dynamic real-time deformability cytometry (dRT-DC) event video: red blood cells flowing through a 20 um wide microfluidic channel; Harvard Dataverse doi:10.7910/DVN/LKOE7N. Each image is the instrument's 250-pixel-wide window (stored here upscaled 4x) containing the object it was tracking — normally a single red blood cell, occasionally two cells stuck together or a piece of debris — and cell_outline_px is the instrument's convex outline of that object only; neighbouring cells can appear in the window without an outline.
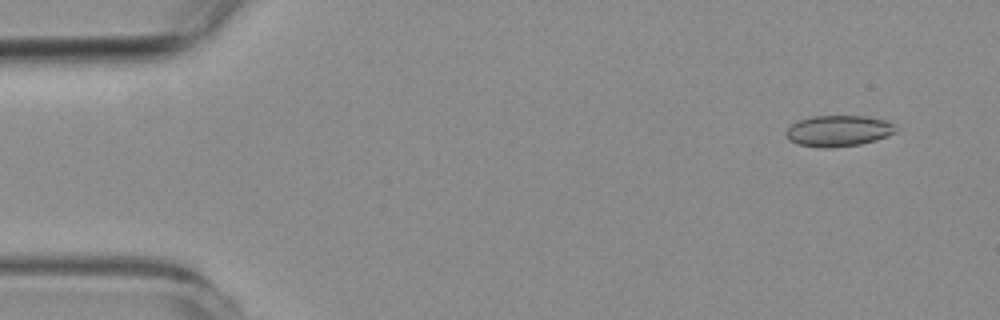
{"species": "common noctule bat (a hibernating species)", "species_latin": "Nyctalus noctula", "temperature_condition": "room temperature", "stored_images_in_passage": 54, "camera_frame_rate_fps": 3000, "um_per_image_px": 0.085, "animal": {"sex": "female", "body_mass_g": 19.3, "forearm_length_mm": 54.1}, "frame": {"image": 1, "passage_image": 4, "time_ms": 1.0, "image_size_px": [1000, 320], "cell_outline_px": [[896, 132], [888, 136], [876, 140], [860, 144], [832, 148], [820, 148], [796, 144], [788, 140], [784, 136], [784, 132], [796, 120], [812, 116], [864, 116], [888, 120], [892, 124]], "centroid_in_image_um": [71.2, 11.13], "position_along_channel_um": 13.8, "area_um2": 20.17}}
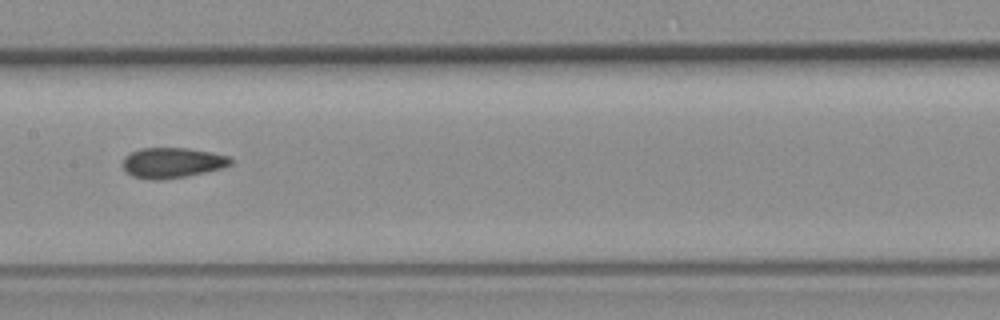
{"frame": {"image": 2, "passage_image": 27, "time_ms": 8.667, "image_size_px": [1000, 320], "cell_outline_px": [[232, 164], [220, 168], [204, 172], [184, 176], [160, 180], [152, 180], [132, 176], [124, 168], [124, 156], [140, 148], [188, 148], [212, 152], [228, 156], [232, 160]], "centroid_in_image_um": [14.64, 13.82], "position_along_channel_um": 192.8, "area_um2": 18.84}}
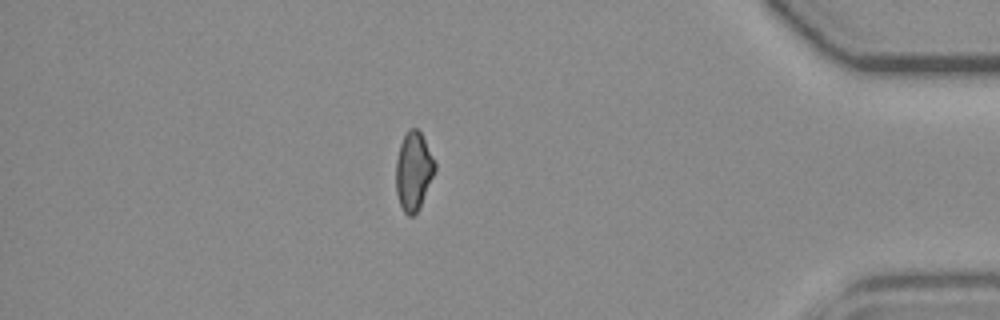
{"frame": {"image": 3, "passage_image": 47, "time_ms": 15.333, "image_size_px": [1000, 320], "cell_outline_px": [[436, 168], [420, 204], [416, 212], [412, 216], [408, 216], [404, 212], [400, 204], [396, 192], [396, 160], [400, 144], [408, 128], [416, 128], [420, 132], [436, 164]], "centroid_in_image_um": [35.12, 14.52], "position_along_channel_um": 400.1, "area_um2": 17.34}, "authors_computed_cell_mechanics": {"area_um2": 18.9295, "velocity_mm_per_s": 3.7602, "shape_relaxation_time_tau1_ms": null, "shape_relaxation_time_tau2_ms": 2.9223, "deformation_change_tau1": null, "deformation_change_tau2": 0.0951}}